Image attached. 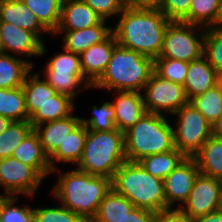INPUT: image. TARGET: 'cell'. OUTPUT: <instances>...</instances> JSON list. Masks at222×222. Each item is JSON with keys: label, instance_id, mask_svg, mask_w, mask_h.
<instances>
[{"label": "cell", "instance_id": "obj_1", "mask_svg": "<svg viewBox=\"0 0 222 222\" xmlns=\"http://www.w3.org/2000/svg\"><path fill=\"white\" fill-rule=\"evenodd\" d=\"M170 22L158 8H124L112 33L120 46L154 60L159 57Z\"/></svg>", "mask_w": 222, "mask_h": 222}, {"label": "cell", "instance_id": "obj_2", "mask_svg": "<svg viewBox=\"0 0 222 222\" xmlns=\"http://www.w3.org/2000/svg\"><path fill=\"white\" fill-rule=\"evenodd\" d=\"M112 189V179L91 175L77 168L59 175L52 194L60 204L91 222L100 202Z\"/></svg>", "mask_w": 222, "mask_h": 222}, {"label": "cell", "instance_id": "obj_3", "mask_svg": "<svg viewBox=\"0 0 222 222\" xmlns=\"http://www.w3.org/2000/svg\"><path fill=\"white\" fill-rule=\"evenodd\" d=\"M154 70V60L119 44L92 89L141 92Z\"/></svg>", "mask_w": 222, "mask_h": 222}, {"label": "cell", "instance_id": "obj_4", "mask_svg": "<svg viewBox=\"0 0 222 222\" xmlns=\"http://www.w3.org/2000/svg\"><path fill=\"white\" fill-rule=\"evenodd\" d=\"M112 189L137 208L155 214L167 208L163 180L148 173L138 162L122 163L115 171Z\"/></svg>", "mask_w": 222, "mask_h": 222}, {"label": "cell", "instance_id": "obj_5", "mask_svg": "<svg viewBox=\"0 0 222 222\" xmlns=\"http://www.w3.org/2000/svg\"><path fill=\"white\" fill-rule=\"evenodd\" d=\"M173 127L164 115L145 112L124 132L125 156L129 162L175 149Z\"/></svg>", "mask_w": 222, "mask_h": 222}, {"label": "cell", "instance_id": "obj_6", "mask_svg": "<svg viewBox=\"0 0 222 222\" xmlns=\"http://www.w3.org/2000/svg\"><path fill=\"white\" fill-rule=\"evenodd\" d=\"M127 161L124 132L87 130V138L81 159L75 166L78 170L96 176L113 179L115 171Z\"/></svg>", "mask_w": 222, "mask_h": 222}, {"label": "cell", "instance_id": "obj_7", "mask_svg": "<svg viewBox=\"0 0 222 222\" xmlns=\"http://www.w3.org/2000/svg\"><path fill=\"white\" fill-rule=\"evenodd\" d=\"M62 48L63 52L56 53L44 67V80L54 88L56 93L74 100L83 88L91 89L93 84L83 74L80 54Z\"/></svg>", "mask_w": 222, "mask_h": 222}, {"label": "cell", "instance_id": "obj_8", "mask_svg": "<svg viewBox=\"0 0 222 222\" xmlns=\"http://www.w3.org/2000/svg\"><path fill=\"white\" fill-rule=\"evenodd\" d=\"M172 115L178 116L173 128L175 148L185 157L192 158L212 136V124L190 102Z\"/></svg>", "mask_w": 222, "mask_h": 222}, {"label": "cell", "instance_id": "obj_9", "mask_svg": "<svg viewBox=\"0 0 222 222\" xmlns=\"http://www.w3.org/2000/svg\"><path fill=\"white\" fill-rule=\"evenodd\" d=\"M205 33L204 27L171 21L166 28L159 57L178 59L187 63L199 59L203 55Z\"/></svg>", "mask_w": 222, "mask_h": 222}, {"label": "cell", "instance_id": "obj_10", "mask_svg": "<svg viewBox=\"0 0 222 222\" xmlns=\"http://www.w3.org/2000/svg\"><path fill=\"white\" fill-rule=\"evenodd\" d=\"M142 92L144 108L148 113L171 115L189 102L182 85L163 79L154 71Z\"/></svg>", "mask_w": 222, "mask_h": 222}, {"label": "cell", "instance_id": "obj_11", "mask_svg": "<svg viewBox=\"0 0 222 222\" xmlns=\"http://www.w3.org/2000/svg\"><path fill=\"white\" fill-rule=\"evenodd\" d=\"M44 178L31 166L14 157L0 159V187L6 197H34Z\"/></svg>", "mask_w": 222, "mask_h": 222}, {"label": "cell", "instance_id": "obj_12", "mask_svg": "<svg viewBox=\"0 0 222 222\" xmlns=\"http://www.w3.org/2000/svg\"><path fill=\"white\" fill-rule=\"evenodd\" d=\"M221 207L222 195L218 179L200 173L181 209L191 218H195Z\"/></svg>", "mask_w": 222, "mask_h": 222}, {"label": "cell", "instance_id": "obj_13", "mask_svg": "<svg viewBox=\"0 0 222 222\" xmlns=\"http://www.w3.org/2000/svg\"><path fill=\"white\" fill-rule=\"evenodd\" d=\"M200 174L197 163L193 158H185L173 171L163 179L164 195L167 208H178L187 201L196 178Z\"/></svg>", "mask_w": 222, "mask_h": 222}, {"label": "cell", "instance_id": "obj_14", "mask_svg": "<svg viewBox=\"0 0 222 222\" xmlns=\"http://www.w3.org/2000/svg\"><path fill=\"white\" fill-rule=\"evenodd\" d=\"M0 44L4 54L15 56H37L46 53L43 43L34 33L11 23L0 22Z\"/></svg>", "mask_w": 222, "mask_h": 222}, {"label": "cell", "instance_id": "obj_15", "mask_svg": "<svg viewBox=\"0 0 222 222\" xmlns=\"http://www.w3.org/2000/svg\"><path fill=\"white\" fill-rule=\"evenodd\" d=\"M118 45L113 33L104 41L94 44L80 54L84 76L94 84L105 72L114 48Z\"/></svg>", "mask_w": 222, "mask_h": 222}, {"label": "cell", "instance_id": "obj_16", "mask_svg": "<svg viewBox=\"0 0 222 222\" xmlns=\"http://www.w3.org/2000/svg\"><path fill=\"white\" fill-rule=\"evenodd\" d=\"M117 96L112 104L115 109L116 129L125 132L146 112L142 93L138 91H112Z\"/></svg>", "mask_w": 222, "mask_h": 222}, {"label": "cell", "instance_id": "obj_17", "mask_svg": "<svg viewBox=\"0 0 222 222\" xmlns=\"http://www.w3.org/2000/svg\"><path fill=\"white\" fill-rule=\"evenodd\" d=\"M106 20L81 30H56L52 35L61 34L62 47L73 53L81 54L94 44L106 40L112 34V27L106 26Z\"/></svg>", "mask_w": 222, "mask_h": 222}, {"label": "cell", "instance_id": "obj_18", "mask_svg": "<svg viewBox=\"0 0 222 222\" xmlns=\"http://www.w3.org/2000/svg\"><path fill=\"white\" fill-rule=\"evenodd\" d=\"M0 22L20 26L34 33L42 42L43 34L52 35L22 0H0Z\"/></svg>", "mask_w": 222, "mask_h": 222}, {"label": "cell", "instance_id": "obj_19", "mask_svg": "<svg viewBox=\"0 0 222 222\" xmlns=\"http://www.w3.org/2000/svg\"><path fill=\"white\" fill-rule=\"evenodd\" d=\"M80 118L71 114L62 119L44 122L34 128L48 157L57 150L60 144H63L68 135L81 123Z\"/></svg>", "mask_w": 222, "mask_h": 222}, {"label": "cell", "instance_id": "obj_20", "mask_svg": "<svg viewBox=\"0 0 222 222\" xmlns=\"http://www.w3.org/2000/svg\"><path fill=\"white\" fill-rule=\"evenodd\" d=\"M217 85V70L202 55L188 63V71L183 84L188 101Z\"/></svg>", "mask_w": 222, "mask_h": 222}, {"label": "cell", "instance_id": "obj_21", "mask_svg": "<svg viewBox=\"0 0 222 222\" xmlns=\"http://www.w3.org/2000/svg\"><path fill=\"white\" fill-rule=\"evenodd\" d=\"M103 19L82 0H63L56 30H81L99 24Z\"/></svg>", "mask_w": 222, "mask_h": 222}, {"label": "cell", "instance_id": "obj_22", "mask_svg": "<svg viewBox=\"0 0 222 222\" xmlns=\"http://www.w3.org/2000/svg\"><path fill=\"white\" fill-rule=\"evenodd\" d=\"M12 157L34 168L44 179L52 173L38 133L33 129L15 148Z\"/></svg>", "mask_w": 222, "mask_h": 222}, {"label": "cell", "instance_id": "obj_23", "mask_svg": "<svg viewBox=\"0 0 222 222\" xmlns=\"http://www.w3.org/2000/svg\"><path fill=\"white\" fill-rule=\"evenodd\" d=\"M87 138V127L79 124L66 138L63 144L49 157L52 174L60 169L56 163L76 164L81 159Z\"/></svg>", "mask_w": 222, "mask_h": 222}, {"label": "cell", "instance_id": "obj_24", "mask_svg": "<svg viewBox=\"0 0 222 222\" xmlns=\"http://www.w3.org/2000/svg\"><path fill=\"white\" fill-rule=\"evenodd\" d=\"M201 174L219 179L222 177V139L210 136L192 157Z\"/></svg>", "mask_w": 222, "mask_h": 222}, {"label": "cell", "instance_id": "obj_25", "mask_svg": "<svg viewBox=\"0 0 222 222\" xmlns=\"http://www.w3.org/2000/svg\"><path fill=\"white\" fill-rule=\"evenodd\" d=\"M30 60L21 59L12 54H0V88L15 89L21 87L26 75L33 69Z\"/></svg>", "mask_w": 222, "mask_h": 222}, {"label": "cell", "instance_id": "obj_26", "mask_svg": "<svg viewBox=\"0 0 222 222\" xmlns=\"http://www.w3.org/2000/svg\"><path fill=\"white\" fill-rule=\"evenodd\" d=\"M31 70L25 77L22 85L26 110L30 117L40 106L50 100L56 91L45 80L40 79L41 73H32ZM32 73V74H31Z\"/></svg>", "mask_w": 222, "mask_h": 222}, {"label": "cell", "instance_id": "obj_27", "mask_svg": "<svg viewBox=\"0 0 222 222\" xmlns=\"http://www.w3.org/2000/svg\"><path fill=\"white\" fill-rule=\"evenodd\" d=\"M73 103L74 101L70 97L56 93L29 117V122L35 128L44 122L68 117L75 111Z\"/></svg>", "mask_w": 222, "mask_h": 222}, {"label": "cell", "instance_id": "obj_28", "mask_svg": "<svg viewBox=\"0 0 222 222\" xmlns=\"http://www.w3.org/2000/svg\"><path fill=\"white\" fill-rule=\"evenodd\" d=\"M134 208V204L128 198L111 189L100 202L97 214L91 222H123Z\"/></svg>", "mask_w": 222, "mask_h": 222}, {"label": "cell", "instance_id": "obj_29", "mask_svg": "<svg viewBox=\"0 0 222 222\" xmlns=\"http://www.w3.org/2000/svg\"><path fill=\"white\" fill-rule=\"evenodd\" d=\"M186 157L174 149L164 153H158L143 157L138 163L151 175L164 179L173 171Z\"/></svg>", "mask_w": 222, "mask_h": 222}, {"label": "cell", "instance_id": "obj_30", "mask_svg": "<svg viewBox=\"0 0 222 222\" xmlns=\"http://www.w3.org/2000/svg\"><path fill=\"white\" fill-rule=\"evenodd\" d=\"M40 23L53 34L59 26L63 0H22Z\"/></svg>", "mask_w": 222, "mask_h": 222}, {"label": "cell", "instance_id": "obj_31", "mask_svg": "<svg viewBox=\"0 0 222 222\" xmlns=\"http://www.w3.org/2000/svg\"><path fill=\"white\" fill-rule=\"evenodd\" d=\"M0 115L12 121L29 120L23 88H0Z\"/></svg>", "mask_w": 222, "mask_h": 222}, {"label": "cell", "instance_id": "obj_32", "mask_svg": "<svg viewBox=\"0 0 222 222\" xmlns=\"http://www.w3.org/2000/svg\"><path fill=\"white\" fill-rule=\"evenodd\" d=\"M221 0H192L189 8V23L204 28L217 24Z\"/></svg>", "mask_w": 222, "mask_h": 222}, {"label": "cell", "instance_id": "obj_33", "mask_svg": "<svg viewBox=\"0 0 222 222\" xmlns=\"http://www.w3.org/2000/svg\"><path fill=\"white\" fill-rule=\"evenodd\" d=\"M189 102L213 124L222 114V87L217 84Z\"/></svg>", "mask_w": 222, "mask_h": 222}, {"label": "cell", "instance_id": "obj_34", "mask_svg": "<svg viewBox=\"0 0 222 222\" xmlns=\"http://www.w3.org/2000/svg\"><path fill=\"white\" fill-rule=\"evenodd\" d=\"M32 124L27 121H13L0 134V159L11 157L15 148L33 130Z\"/></svg>", "mask_w": 222, "mask_h": 222}, {"label": "cell", "instance_id": "obj_35", "mask_svg": "<svg viewBox=\"0 0 222 222\" xmlns=\"http://www.w3.org/2000/svg\"><path fill=\"white\" fill-rule=\"evenodd\" d=\"M93 115L89 119L80 118L81 124L92 131H111L115 126V109L112 102H104L101 106L92 107Z\"/></svg>", "mask_w": 222, "mask_h": 222}, {"label": "cell", "instance_id": "obj_36", "mask_svg": "<svg viewBox=\"0 0 222 222\" xmlns=\"http://www.w3.org/2000/svg\"><path fill=\"white\" fill-rule=\"evenodd\" d=\"M163 79L183 86L188 71V63L178 59L157 57L154 59V70Z\"/></svg>", "mask_w": 222, "mask_h": 222}, {"label": "cell", "instance_id": "obj_37", "mask_svg": "<svg viewBox=\"0 0 222 222\" xmlns=\"http://www.w3.org/2000/svg\"><path fill=\"white\" fill-rule=\"evenodd\" d=\"M203 56L216 70L222 68V28H206L203 43Z\"/></svg>", "mask_w": 222, "mask_h": 222}, {"label": "cell", "instance_id": "obj_38", "mask_svg": "<svg viewBox=\"0 0 222 222\" xmlns=\"http://www.w3.org/2000/svg\"><path fill=\"white\" fill-rule=\"evenodd\" d=\"M18 197H5L0 206V222H35L31 207L16 204ZM17 205V206H15Z\"/></svg>", "mask_w": 222, "mask_h": 222}, {"label": "cell", "instance_id": "obj_39", "mask_svg": "<svg viewBox=\"0 0 222 222\" xmlns=\"http://www.w3.org/2000/svg\"><path fill=\"white\" fill-rule=\"evenodd\" d=\"M35 222H87L79 214L67 207L34 208L32 209Z\"/></svg>", "mask_w": 222, "mask_h": 222}, {"label": "cell", "instance_id": "obj_40", "mask_svg": "<svg viewBox=\"0 0 222 222\" xmlns=\"http://www.w3.org/2000/svg\"><path fill=\"white\" fill-rule=\"evenodd\" d=\"M192 0H160L158 9L170 21L189 23V8Z\"/></svg>", "mask_w": 222, "mask_h": 222}, {"label": "cell", "instance_id": "obj_41", "mask_svg": "<svg viewBox=\"0 0 222 222\" xmlns=\"http://www.w3.org/2000/svg\"><path fill=\"white\" fill-rule=\"evenodd\" d=\"M89 5L98 15L106 20L112 16L119 15L124 7L121 0H82Z\"/></svg>", "mask_w": 222, "mask_h": 222}, {"label": "cell", "instance_id": "obj_42", "mask_svg": "<svg viewBox=\"0 0 222 222\" xmlns=\"http://www.w3.org/2000/svg\"><path fill=\"white\" fill-rule=\"evenodd\" d=\"M155 222H193V218L181 208L175 207L158 212L155 216Z\"/></svg>", "mask_w": 222, "mask_h": 222}, {"label": "cell", "instance_id": "obj_43", "mask_svg": "<svg viewBox=\"0 0 222 222\" xmlns=\"http://www.w3.org/2000/svg\"><path fill=\"white\" fill-rule=\"evenodd\" d=\"M155 216L156 214L152 211L135 207L127 214L123 222H155Z\"/></svg>", "mask_w": 222, "mask_h": 222}, {"label": "cell", "instance_id": "obj_44", "mask_svg": "<svg viewBox=\"0 0 222 222\" xmlns=\"http://www.w3.org/2000/svg\"><path fill=\"white\" fill-rule=\"evenodd\" d=\"M124 8H157L160 0H121Z\"/></svg>", "mask_w": 222, "mask_h": 222}, {"label": "cell", "instance_id": "obj_45", "mask_svg": "<svg viewBox=\"0 0 222 222\" xmlns=\"http://www.w3.org/2000/svg\"><path fill=\"white\" fill-rule=\"evenodd\" d=\"M193 222H222V207L213 212L193 218Z\"/></svg>", "mask_w": 222, "mask_h": 222}, {"label": "cell", "instance_id": "obj_46", "mask_svg": "<svg viewBox=\"0 0 222 222\" xmlns=\"http://www.w3.org/2000/svg\"><path fill=\"white\" fill-rule=\"evenodd\" d=\"M212 136L222 139V114H221V116L212 124Z\"/></svg>", "mask_w": 222, "mask_h": 222}, {"label": "cell", "instance_id": "obj_47", "mask_svg": "<svg viewBox=\"0 0 222 222\" xmlns=\"http://www.w3.org/2000/svg\"><path fill=\"white\" fill-rule=\"evenodd\" d=\"M12 122L10 118L0 115V134L5 131Z\"/></svg>", "mask_w": 222, "mask_h": 222}, {"label": "cell", "instance_id": "obj_48", "mask_svg": "<svg viewBox=\"0 0 222 222\" xmlns=\"http://www.w3.org/2000/svg\"><path fill=\"white\" fill-rule=\"evenodd\" d=\"M217 84L222 87V68L217 70Z\"/></svg>", "mask_w": 222, "mask_h": 222}, {"label": "cell", "instance_id": "obj_49", "mask_svg": "<svg viewBox=\"0 0 222 222\" xmlns=\"http://www.w3.org/2000/svg\"><path fill=\"white\" fill-rule=\"evenodd\" d=\"M216 26L222 28V0H221V5H220L219 18H218Z\"/></svg>", "mask_w": 222, "mask_h": 222}, {"label": "cell", "instance_id": "obj_50", "mask_svg": "<svg viewBox=\"0 0 222 222\" xmlns=\"http://www.w3.org/2000/svg\"><path fill=\"white\" fill-rule=\"evenodd\" d=\"M218 181H219V187H220L221 195H222V177H220V178L218 179Z\"/></svg>", "mask_w": 222, "mask_h": 222}, {"label": "cell", "instance_id": "obj_51", "mask_svg": "<svg viewBox=\"0 0 222 222\" xmlns=\"http://www.w3.org/2000/svg\"><path fill=\"white\" fill-rule=\"evenodd\" d=\"M5 197H6V196H4L3 194L0 195V206H1L2 200H3Z\"/></svg>", "mask_w": 222, "mask_h": 222}, {"label": "cell", "instance_id": "obj_52", "mask_svg": "<svg viewBox=\"0 0 222 222\" xmlns=\"http://www.w3.org/2000/svg\"><path fill=\"white\" fill-rule=\"evenodd\" d=\"M3 53V50H2V47H1V44H0V54Z\"/></svg>", "mask_w": 222, "mask_h": 222}]
</instances>
